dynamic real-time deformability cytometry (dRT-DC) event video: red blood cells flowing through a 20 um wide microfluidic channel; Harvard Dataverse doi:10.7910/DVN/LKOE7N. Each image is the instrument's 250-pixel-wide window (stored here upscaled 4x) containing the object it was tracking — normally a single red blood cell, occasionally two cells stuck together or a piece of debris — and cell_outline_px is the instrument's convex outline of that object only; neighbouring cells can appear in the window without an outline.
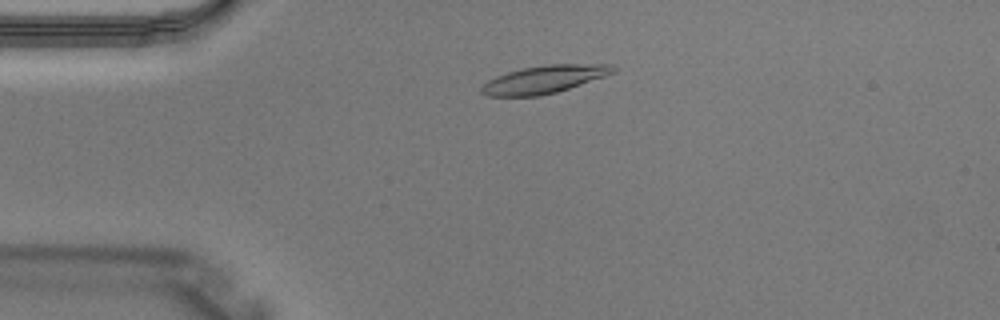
{"species": "Egyptian fruit bat (a non-hibernating species)", "species_latin": "Rousettus aegyptiacus", "temperature_condition": "warm", "stored_images_in_passage": 2, "camera_frame_rate_fps": 3000, "um_per_image_px": 0.085, "animal": {"sex": "male"}, "frame": {"image": 1, "passage_image": 1, "time_ms": 0.0, "image_size_px": [1000, 320], "cell_outline_px": [[616, 72], [556, 92], [540, 96], [488, 96], [480, 92], [480, 88], [488, 80], [496, 76], [508, 72], [524, 68], [548, 64], [612, 64], [616, 68]], "centroid_in_image_um": [46.25, 6.74], "position_along_channel_um": 38.8, "area_um2": 21.1}}